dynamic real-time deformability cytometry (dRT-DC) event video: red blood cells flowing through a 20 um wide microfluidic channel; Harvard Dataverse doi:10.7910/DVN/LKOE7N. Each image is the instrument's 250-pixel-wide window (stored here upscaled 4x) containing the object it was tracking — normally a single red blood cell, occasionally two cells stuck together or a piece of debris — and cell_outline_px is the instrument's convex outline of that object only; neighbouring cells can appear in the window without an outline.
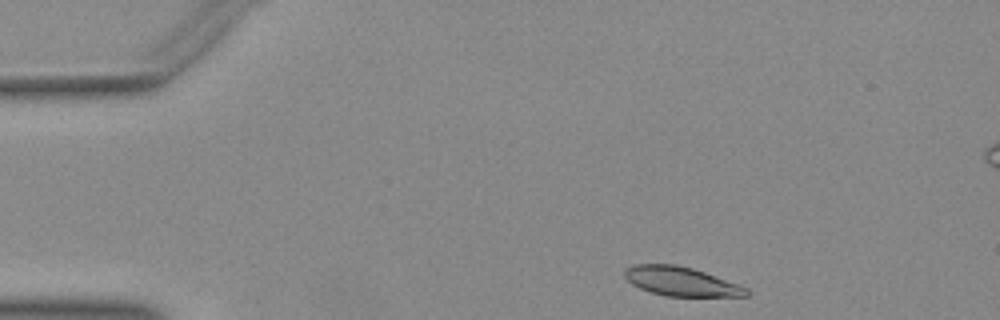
{"species": "Egyptian fruit bat (a non-hibernating species)", "species_latin": "Rousettus aegyptiacus", "temperature_condition": "warm", "stored_images_in_passage": 37, "camera_frame_rate_fps": 3000, "um_per_image_px": 0.085, "animal": {"sex": "female"}, "frame": {"image": 1, "passage_image": 1, "time_ms": 0.0, "image_size_px": [1000, 320], "cell_outline_px": [[748, 296], [664, 296], [640, 288], [632, 284], [624, 276], [624, 268], [632, 264], [676, 264], [692, 268], [704, 272], [748, 288]], "centroid_in_image_um": [57.84, 23.91], "position_along_channel_um": 27.2, "area_um2": 20.52}}
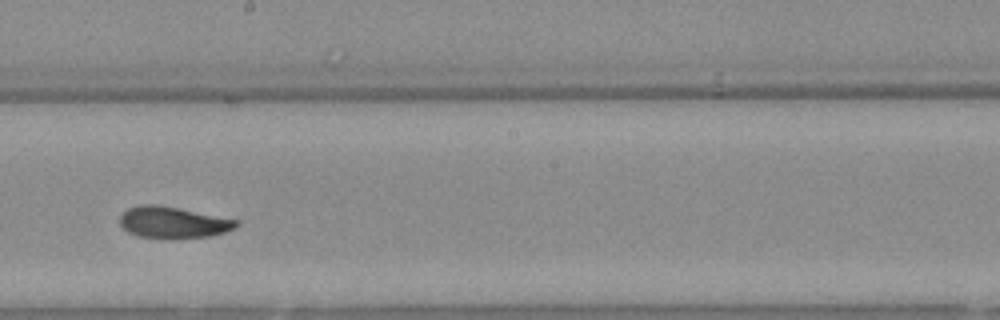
{"frame": {"image": 2, "passage_image": 22, "time_ms": 7.0, "image_size_px": [1000, 320], "cell_outline_px": [[240, 224], [236, 228], [224, 232], [208, 236], [176, 240], [160, 240], [136, 236], [128, 232], [120, 224], [120, 216], [128, 208], [140, 204], [156, 204], [240, 220]], "centroid_in_image_um": [14.71, 18.94], "position_along_channel_um": 233.5, "area_um2": 21.91}}
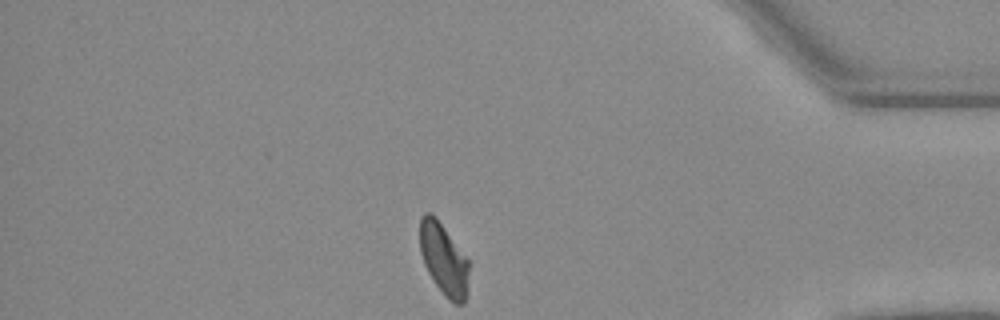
{"frame": {"image": 3, "passage_image": 37, "time_ms": 12.0, "image_size_px": [1000, 320], "cell_outline_px": [[472, 264], [468, 292], [464, 304], [456, 304], [448, 300], [444, 296], [428, 272], [424, 264], [420, 252], [420, 220], [424, 212], [432, 212], [436, 216]], "centroid_in_image_um": [37.77, 22.06], "position_along_channel_um": 397.4, "area_um2": 21.21}}